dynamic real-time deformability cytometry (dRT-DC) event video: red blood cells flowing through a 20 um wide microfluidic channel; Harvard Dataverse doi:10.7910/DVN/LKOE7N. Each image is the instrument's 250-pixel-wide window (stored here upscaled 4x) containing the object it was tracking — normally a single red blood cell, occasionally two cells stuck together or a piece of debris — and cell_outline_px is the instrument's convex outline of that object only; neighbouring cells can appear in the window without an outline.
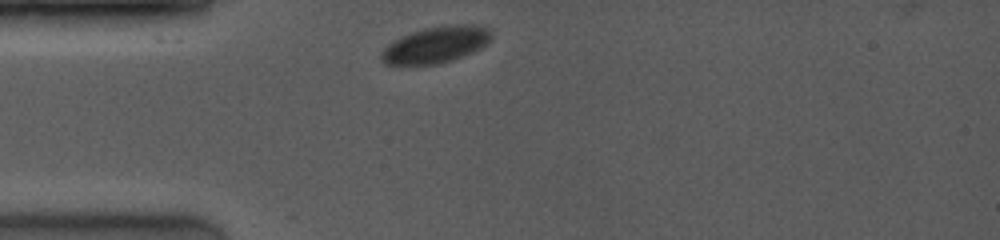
{"species": "common noctule bat (a hibernating species)", "species_latin": "Nyctalus noctula", "temperature_condition": "room temperature", "stored_images_in_passage": 34, "camera_frame_rate_fps": 4000, "um_per_image_px": 0.085, "animal": {"sex": "female", "body_mass_g": 19.0, "forearm_length_mm": 53.3}, "frame": {"image": 1, "passage_image": 1, "time_ms": 0.0, "image_size_px": [1000, 240], "cell_outline_px": [[492, 40], [488, 44], [472, 52], [452, 60], [440, 64], [384, 64], [380, 60], [380, 52], [392, 40], [412, 32], [424, 28], [440, 24], [476, 24], [488, 28], [492, 32]], "centroid_in_image_um": [37.07, 3.78], "position_along_channel_um": 47.9, "area_um2": 23.76}}
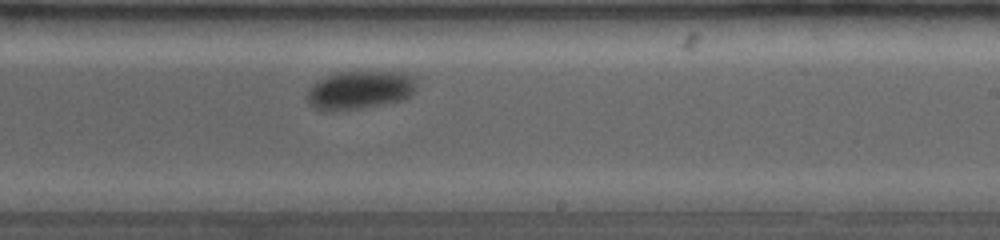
{"frame": {"image": 2, "passage_image": 19, "time_ms": 6.0, "image_size_px": [1000, 240], "cell_outline_px": [[420, 84], [416, 92], [404, 100], [360, 108], [324, 112], [316, 108], [308, 100], [308, 92], [312, 84], [316, 80], [340, 72], [404, 72], [412, 76]], "centroid_in_image_um": [30.66, 7.65], "position_along_channel_um": 258.3, "area_um2": 24.62}}
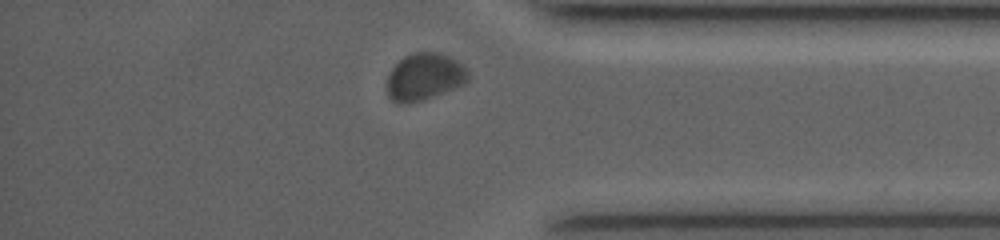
{"frame": {"image": 3, "passage_image": 31, "time_ms": 9.75, "image_size_px": [1000, 240], "cell_outline_px": [[468, 80], [464, 84], [424, 100], [404, 104], [396, 104], [388, 96], [388, 72], [404, 56], [412, 52], [440, 52], [464, 64], [468, 72]], "centroid_in_image_um": [36.07, 6.52], "position_along_channel_um": 399.1, "area_um2": 22.43}}